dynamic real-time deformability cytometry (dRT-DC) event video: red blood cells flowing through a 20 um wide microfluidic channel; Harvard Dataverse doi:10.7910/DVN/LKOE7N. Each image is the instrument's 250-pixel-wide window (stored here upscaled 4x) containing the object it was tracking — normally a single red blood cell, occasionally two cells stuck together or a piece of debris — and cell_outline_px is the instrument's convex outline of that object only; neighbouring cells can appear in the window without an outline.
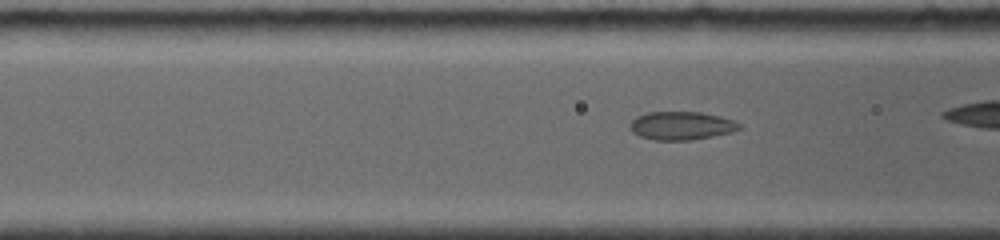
{"species": "common noctule bat (a hibernating species)", "species_latin": "Nyctalus noctula", "temperature_condition": "room temperature", "stored_images_in_passage": 65, "segment_of_instrument_passage": [1, 2], "camera_frame_rate_fps": 4000, "um_per_image_px": 0.085, "animal": {"sex": "female", "body_mass_g": 19.0, "forearm_length_mm": 56.7}, "frame": {"image": 1, "passage_image": 10, "time_ms": 1.25, "image_size_px": [1000, 240], "cell_outline_px": [[744, 128], [732, 132], [692, 140], [656, 140], [640, 136], [632, 132], [628, 128], [628, 124], [636, 116], [648, 112], [700, 112], [720, 116], [732, 120], [740, 124]], "centroid_in_image_um": [57.9, 10.68], "position_along_channel_um": 108.7, "area_um2": 18.15}}
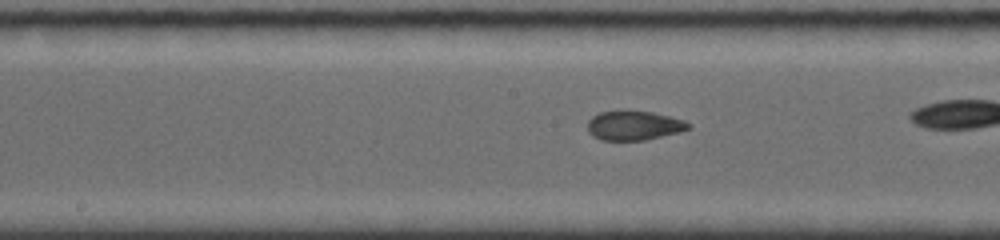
{"frame": {"image": 2, "passage_image": 28, "time_ms": 3.5, "image_size_px": [1000, 240], "cell_outline_px": [[692, 128], [680, 132], [644, 140], [600, 140], [592, 136], [588, 132], [588, 120], [592, 116], [600, 112], [652, 112], [684, 120], [692, 124]], "centroid_in_image_um": [53.9, 10.69], "position_along_channel_um": 194.3, "area_um2": 17.05}}
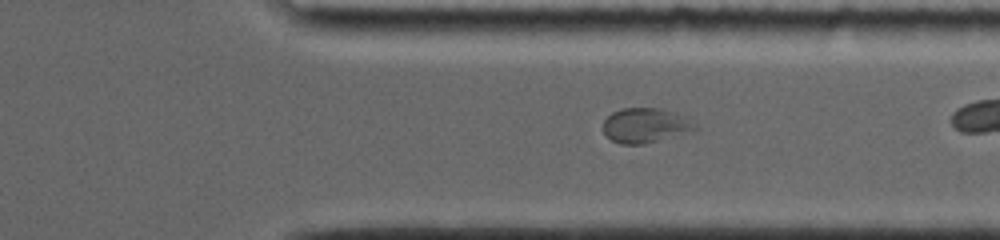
{"frame": {"image": 3, "passage_image": 59, "time_ms": 7.75, "image_size_px": [1000, 240], "cell_outline_px": [[700, 128], [644, 144], [620, 144], [612, 140], [604, 132], [604, 120], [612, 112], [620, 108], [660, 108], [684, 116], [696, 124]], "centroid_in_image_um": [54.84, 10.65], "position_along_channel_um": 356.6, "area_um2": 18.32}}